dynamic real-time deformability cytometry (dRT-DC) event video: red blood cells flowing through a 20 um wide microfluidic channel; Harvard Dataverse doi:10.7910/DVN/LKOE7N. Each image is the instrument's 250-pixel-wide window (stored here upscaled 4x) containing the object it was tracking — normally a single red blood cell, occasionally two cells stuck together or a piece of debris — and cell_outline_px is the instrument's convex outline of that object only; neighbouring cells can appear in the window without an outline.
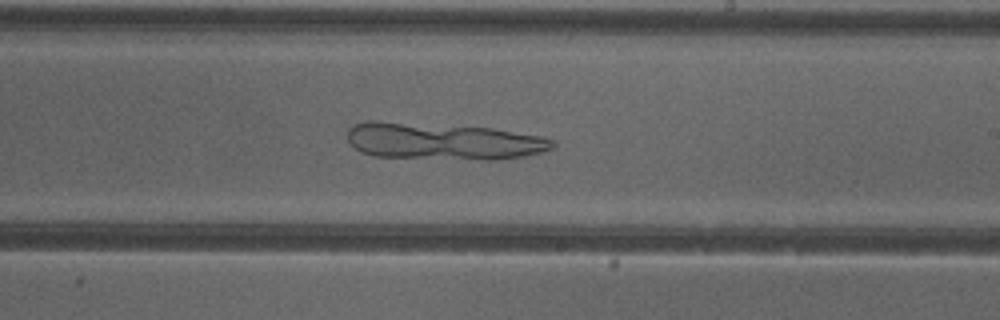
{"species": "common noctule bat (a hibernating species)", "species_latin": "Nyctalus noctula", "temperature_condition": "cold", "stored_images_in_passage": 51, "camera_frame_rate_fps": 3000, "um_per_image_px": 0.085, "animal": {"sex": "female"}, "frame": {"image": 1, "passage_image": 30, "time_ms": 9.667, "image_size_px": [1000, 320], "cell_outline_px": [[556, 144], [552, 148], [540, 152], [524, 156], [496, 160], [480, 160], [372, 156], [360, 152], [348, 140], [348, 128], [352, 124], [368, 120], [376, 120], [492, 128], [544, 136], [556, 140]], "centroid_in_image_um": [37.66, 12.0], "position_along_channel_um": 251.3, "area_um2": 44.62}}